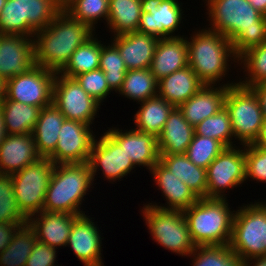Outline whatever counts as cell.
<instances>
[{"label": "cell", "mask_w": 266, "mask_h": 266, "mask_svg": "<svg viewBox=\"0 0 266 266\" xmlns=\"http://www.w3.org/2000/svg\"><path fill=\"white\" fill-rule=\"evenodd\" d=\"M205 3L211 26L207 28L227 37L237 57L266 42V16L248 0H205Z\"/></svg>", "instance_id": "obj_1"}, {"label": "cell", "mask_w": 266, "mask_h": 266, "mask_svg": "<svg viewBox=\"0 0 266 266\" xmlns=\"http://www.w3.org/2000/svg\"><path fill=\"white\" fill-rule=\"evenodd\" d=\"M94 33L87 24L72 18L62 9L46 28L35 32V65L59 73L73 52Z\"/></svg>", "instance_id": "obj_2"}, {"label": "cell", "mask_w": 266, "mask_h": 266, "mask_svg": "<svg viewBox=\"0 0 266 266\" xmlns=\"http://www.w3.org/2000/svg\"><path fill=\"white\" fill-rule=\"evenodd\" d=\"M190 37L191 41L186 37L188 65L205 85L217 86L229 72L228 62L232 60L238 63L232 42L206 27L193 32Z\"/></svg>", "instance_id": "obj_3"}, {"label": "cell", "mask_w": 266, "mask_h": 266, "mask_svg": "<svg viewBox=\"0 0 266 266\" xmlns=\"http://www.w3.org/2000/svg\"><path fill=\"white\" fill-rule=\"evenodd\" d=\"M227 201L226 198H199L183 211L195 246L230 243L235 211L230 210Z\"/></svg>", "instance_id": "obj_4"}, {"label": "cell", "mask_w": 266, "mask_h": 266, "mask_svg": "<svg viewBox=\"0 0 266 266\" xmlns=\"http://www.w3.org/2000/svg\"><path fill=\"white\" fill-rule=\"evenodd\" d=\"M88 162L56 164L45 195L43 210L82 215L81 205L93 184ZM83 199V200H82Z\"/></svg>", "instance_id": "obj_5"}, {"label": "cell", "mask_w": 266, "mask_h": 266, "mask_svg": "<svg viewBox=\"0 0 266 266\" xmlns=\"http://www.w3.org/2000/svg\"><path fill=\"white\" fill-rule=\"evenodd\" d=\"M60 0H7L0 13V34L34 37L62 10Z\"/></svg>", "instance_id": "obj_6"}, {"label": "cell", "mask_w": 266, "mask_h": 266, "mask_svg": "<svg viewBox=\"0 0 266 266\" xmlns=\"http://www.w3.org/2000/svg\"><path fill=\"white\" fill-rule=\"evenodd\" d=\"M242 206L234 214L229 246L244 262L266 256V202Z\"/></svg>", "instance_id": "obj_7"}, {"label": "cell", "mask_w": 266, "mask_h": 266, "mask_svg": "<svg viewBox=\"0 0 266 266\" xmlns=\"http://www.w3.org/2000/svg\"><path fill=\"white\" fill-rule=\"evenodd\" d=\"M141 213L154 242L180 256L193 252L196 246L183 211L144 204Z\"/></svg>", "instance_id": "obj_8"}, {"label": "cell", "mask_w": 266, "mask_h": 266, "mask_svg": "<svg viewBox=\"0 0 266 266\" xmlns=\"http://www.w3.org/2000/svg\"><path fill=\"white\" fill-rule=\"evenodd\" d=\"M224 107L229 113L235 140L238 139L242 146L253 144L264 122L255 92L237 81L228 87Z\"/></svg>", "instance_id": "obj_9"}, {"label": "cell", "mask_w": 266, "mask_h": 266, "mask_svg": "<svg viewBox=\"0 0 266 266\" xmlns=\"http://www.w3.org/2000/svg\"><path fill=\"white\" fill-rule=\"evenodd\" d=\"M54 169L55 164L52 161L40 158L12 174L18 207L27 218L43 210L46 191Z\"/></svg>", "instance_id": "obj_10"}, {"label": "cell", "mask_w": 266, "mask_h": 266, "mask_svg": "<svg viewBox=\"0 0 266 266\" xmlns=\"http://www.w3.org/2000/svg\"><path fill=\"white\" fill-rule=\"evenodd\" d=\"M243 147H227L210 163L206 198L225 199L226 189L240 187L246 181L245 145Z\"/></svg>", "instance_id": "obj_11"}, {"label": "cell", "mask_w": 266, "mask_h": 266, "mask_svg": "<svg viewBox=\"0 0 266 266\" xmlns=\"http://www.w3.org/2000/svg\"><path fill=\"white\" fill-rule=\"evenodd\" d=\"M56 72L34 65L25 74L6 81L8 100L43 108L53 103V86Z\"/></svg>", "instance_id": "obj_12"}, {"label": "cell", "mask_w": 266, "mask_h": 266, "mask_svg": "<svg viewBox=\"0 0 266 266\" xmlns=\"http://www.w3.org/2000/svg\"><path fill=\"white\" fill-rule=\"evenodd\" d=\"M53 103L67 120H76L91 126L101 106L84 91L75 78L59 73H56L54 81Z\"/></svg>", "instance_id": "obj_13"}, {"label": "cell", "mask_w": 266, "mask_h": 266, "mask_svg": "<svg viewBox=\"0 0 266 266\" xmlns=\"http://www.w3.org/2000/svg\"><path fill=\"white\" fill-rule=\"evenodd\" d=\"M90 127L80 121L65 119L55 151L48 159L55 165L88 162L97 136Z\"/></svg>", "instance_id": "obj_14"}, {"label": "cell", "mask_w": 266, "mask_h": 266, "mask_svg": "<svg viewBox=\"0 0 266 266\" xmlns=\"http://www.w3.org/2000/svg\"><path fill=\"white\" fill-rule=\"evenodd\" d=\"M141 17L138 32L152 35L158 39L179 37L183 9L178 0H141Z\"/></svg>", "instance_id": "obj_15"}, {"label": "cell", "mask_w": 266, "mask_h": 266, "mask_svg": "<svg viewBox=\"0 0 266 266\" xmlns=\"http://www.w3.org/2000/svg\"><path fill=\"white\" fill-rule=\"evenodd\" d=\"M88 164L93 181L96 172L101 170L104 179L106 178L111 183L116 180L121 181V178L130 174L131 170L137 167L106 132L100 136L99 140L95 139Z\"/></svg>", "instance_id": "obj_16"}, {"label": "cell", "mask_w": 266, "mask_h": 266, "mask_svg": "<svg viewBox=\"0 0 266 266\" xmlns=\"http://www.w3.org/2000/svg\"><path fill=\"white\" fill-rule=\"evenodd\" d=\"M34 65L33 38L19 34H0V78L7 81L25 74Z\"/></svg>", "instance_id": "obj_17"}, {"label": "cell", "mask_w": 266, "mask_h": 266, "mask_svg": "<svg viewBox=\"0 0 266 266\" xmlns=\"http://www.w3.org/2000/svg\"><path fill=\"white\" fill-rule=\"evenodd\" d=\"M87 214L79 215L72 224L67 246L85 266H104L101 258L100 230Z\"/></svg>", "instance_id": "obj_18"}, {"label": "cell", "mask_w": 266, "mask_h": 266, "mask_svg": "<svg viewBox=\"0 0 266 266\" xmlns=\"http://www.w3.org/2000/svg\"><path fill=\"white\" fill-rule=\"evenodd\" d=\"M116 128H109L106 133L125 151L135 166H143L150 171L160 160L157 138L151 133L135 129L123 131Z\"/></svg>", "instance_id": "obj_19"}, {"label": "cell", "mask_w": 266, "mask_h": 266, "mask_svg": "<svg viewBox=\"0 0 266 266\" xmlns=\"http://www.w3.org/2000/svg\"><path fill=\"white\" fill-rule=\"evenodd\" d=\"M42 158L31 134H7L0 144V174L12 175Z\"/></svg>", "instance_id": "obj_20"}, {"label": "cell", "mask_w": 266, "mask_h": 266, "mask_svg": "<svg viewBox=\"0 0 266 266\" xmlns=\"http://www.w3.org/2000/svg\"><path fill=\"white\" fill-rule=\"evenodd\" d=\"M236 84L220 83L216 85H204L194 96L189 98L178 108L182 112L184 118L193 127L197 126L204 119L217 114L224 108L225 96L228 87Z\"/></svg>", "instance_id": "obj_21"}, {"label": "cell", "mask_w": 266, "mask_h": 266, "mask_svg": "<svg viewBox=\"0 0 266 266\" xmlns=\"http://www.w3.org/2000/svg\"><path fill=\"white\" fill-rule=\"evenodd\" d=\"M78 216L42 210L30 216L28 223L34 229L37 241L58 249L61 246L67 247L72 224Z\"/></svg>", "instance_id": "obj_22"}, {"label": "cell", "mask_w": 266, "mask_h": 266, "mask_svg": "<svg viewBox=\"0 0 266 266\" xmlns=\"http://www.w3.org/2000/svg\"><path fill=\"white\" fill-rule=\"evenodd\" d=\"M112 38L111 42L117 47L127 70L150 68L158 38L138 31Z\"/></svg>", "instance_id": "obj_23"}, {"label": "cell", "mask_w": 266, "mask_h": 266, "mask_svg": "<svg viewBox=\"0 0 266 266\" xmlns=\"http://www.w3.org/2000/svg\"><path fill=\"white\" fill-rule=\"evenodd\" d=\"M161 193L165 196V205L148 203L162 209L184 211L193 205L199 198L192 190L179 178L173 175L160 161H158L150 170Z\"/></svg>", "instance_id": "obj_24"}, {"label": "cell", "mask_w": 266, "mask_h": 266, "mask_svg": "<svg viewBox=\"0 0 266 266\" xmlns=\"http://www.w3.org/2000/svg\"><path fill=\"white\" fill-rule=\"evenodd\" d=\"M187 66L188 48L184 35L158 40L150 66L157 81Z\"/></svg>", "instance_id": "obj_25"}, {"label": "cell", "mask_w": 266, "mask_h": 266, "mask_svg": "<svg viewBox=\"0 0 266 266\" xmlns=\"http://www.w3.org/2000/svg\"><path fill=\"white\" fill-rule=\"evenodd\" d=\"M194 134V127L187 122L179 108L175 107L157 137L159 154H185Z\"/></svg>", "instance_id": "obj_26"}, {"label": "cell", "mask_w": 266, "mask_h": 266, "mask_svg": "<svg viewBox=\"0 0 266 266\" xmlns=\"http://www.w3.org/2000/svg\"><path fill=\"white\" fill-rule=\"evenodd\" d=\"M204 85L188 65L158 81V96L178 108Z\"/></svg>", "instance_id": "obj_27"}, {"label": "cell", "mask_w": 266, "mask_h": 266, "mask_svg": "<svg viewBox=\"0 0 266 266\" xmlns=\"http://www.w3.org/2000/svg\"><path fill=\"white\" fill-rule=\"evenodd\" d=\"M65 119L54 103L41 108L32 135L37 151L42 158H48L55 151L59 131Z\"/></svg>", "instance_id": "obj_28"}, {"label": "cell", "mask_w": 266, "mask_h": 266, "mask_svg": "<svg viewBox=\"0 0 266 266\" xmlns=\"http://www.w3.org/2000/svg\"><path fill=\"white\" fill-rule=\"evenodd\" d=\"M159 161L182 180L198 198H206L207 169L193 164L186 154H160Z\"/></svg>", "instance_id": "obj_29"}, {"label": "cell", "mask_w": 266, "mask_h": 266, "mask_svg": "<svg viewBox=\"0 0 266 266\" xmlns=\"http://www.w3.org/2000/svg\"><path fill=\"white\" fill-rule=\"evenodd\" d=\"M140 109L134 116L135 130L151 133L156 138L161 134L169 114L175 108L159 96L139 103Z\"/></svg>", "instance_id": "obj_30"}, {"label": "cell", "mask_w": 266, "mask_h": 266, "mask_svg": "<svg viewBox=\"0 0 266 266\" xmlns=\"http://www.w3.org/2000/svg\"><path fill=\"white\" fill-rule=\"evenodd\" d=\"M141 13V0H109V32L117 36L137 31Z\"/></svg>", "instance_id": "obj_31"}, {"label": "cell", "mask_w": 266, "mask_h": 266, "mask_svg": "<svg viewBox=\"0 0 266 266\" xmlns=\"http://www.w3.org/2000/svg\"><path fill=\"white\" fill-rule=\"evenodd\" d=\"M7 134H31L41 108L18 101L5 100L0 105Z\"/></svg>", "instance_id": "obj_32"}, {"label": "cell", "mask_w": 266, "mask_h": 266, "mask_svg": "<svg viewBox=\"0 0 266 266\" xmlns=\"http://www.w3.org/2000/svg\"><path fill=\"white\" fill-rule=\"evenodd\" d=\"M95 35L73 52L70 60L59 74L74 78L79 74L99 69L101 50L104 43H101L102 41H99Z\"/></svg>", "instance_id": "obj_33"}, {"label": "cell", "mask_w": 266, "mask_h": 266, "mask_svg": "<svg viewBox=\"0 0 266 266\" xmlns=\"http://www.w3.org/2000/svg\"><path fill=\"white\" fill-rule=\"evenodd\" d=\"M36 241V233L29 223L19 226L7 248L0 252V266H25Z\"/></svg>", "instance_id": "obj_34"}, {"label": "cell", "mask_w": 266, "mask_h": 266, "mask_svg": "<svg viewBox=\"0 0 266 266\" xmlns=\"http://www.w3.org/2000/svg\"><path fill=\"white\" fill-rule=\"evenodd\" d=\"M118 92L121 96L140 103L158 96V81L150 68L128 70Z\"/></svg>", "instance_id": "obj_35"}, {"label": "cell", "mask_w": 266, "mask_h": 266, "mask_svg": "<svg viewBox=\"0 0 266 266\" xmlns=\"http://www.w3.org/2000/svg\"><path fill=\"white\" fill-rule=\"evenodd\" d=\"M62 8L72 18L87 24L94 32L98 20L108 19L109 0H67Z\"/></svg>", "instance_id": "obj_36"}, {"label": "cell", "mask_w": 266, "mask_h": 266, "mask_svg": "<svg viewBox=\"0 0 266 266\" xmlns=\"http://www.w3.org/2000/svg\"><path fill=\"white\" fill-rule=\"evenodd\" d=\"M192 266H242L239 256L229 244L196 246L192 253Z\"/></svg>", "instance_id": "obj_37"}, {"label": "cell", "mask_w": 266, "mask_h": 266, "mask_svg": "<svg viewBox=\"0 0 266 266\" xmlns=\"http://www.w3.org/2000/svg\"><path fill=\"white\" fill-rule=\"evenodd\" d=\"M238 64L246 71V79H240V85L252 87L266 83V42L245 51L238 57Z\"/></svg>", "instance_id": "obj_38"}, {"label": "cell", "mask_w": 266, "mask_h": 266, "mask_svg": "<svg viewBox=\"0 0 266 266\" xmlns=\"http://www.w3.org/2000/svg\"><path fill=\"white\" fill-rule=\"evenodd\" d=\"M195 135L213 138L220 141L226 148L236 146L232 132L231 121L228 111L221 109L217 114L212 115L194 127ZM232 140H234L232 142Z\"/></svg>", "instance_id": "obj_39"}, {"label": "cell", "mask_w": 266, "mask_h": 266, "mask_svg": "<svg viewBox=\"0 0 266 266\" xmlns=\"http://www.w3.org/2000/svg\"><path fill=\"white\" fill-rule=\"evenodd\" d=\"M99 69L105 73L109 88L116 93L121 89L128 71L117 47L110 43L102 45Z\"/></svg>", "instance_id": "obj_40"}, {"label": "cell", "mask_w": 266, "mask_h": 266, "mask_svg": "<svg viewBox=\"0 0 266 266\" xmlns=\"http://www.w3.org/2000/svg\"><path fill=\"white\" fill-rule=\"evenodd\" d=\"M0 222L21 225L28 223V218L18 207L12 175L9 174H0Z\"/></svg>", "instance_id": "obj_41"}, {"label": "cell", "mask_w": 266, "mask_h": 266, "mask_svg": "<svg viewBox=\"0 0 266 266\" xmlns=\"http://www.w3.org/2000/svg\"><path fill=\"white\" fill-rule=\"evenodd\" d=\"M225 148L226 147L216 139L194 134L185 154L193 164L207 169L210 163Z\"/></svg>", "instance_id": "obj_42"}, {"label": "cell", "mask_w": 266, "mask_h": 266, "mask_svg": "<svg viewBox=\"0 0 266 266\" xmlns=\"http://www.w3.org/2000/svg\"><path fill=\"white\" fill-rule=\"evenodd\" d=\"M84 91L100 105L112 90L109 88L105 73L101 69L89 71L74 77Z\"/></svg>", "instance_id": "obj_43"}, {"label": "cell", "mask_w": 266, "mask_h": 266, "mask_svg": "<svg viewBox=\"0 0 266 266\" xmlns=\"http://www.w3.org/2000/svg\"><path fill=\"white\" fill-rule=\"evenodd\" d=\"M246 180L248 178L266 183V151L252 144L245 145Z\"/></svg>", "instance_id": "obj_44"}, {"label": "cell", "mask_w": 266, "mask_h": 266, "mask_svg": "<svg viewBox=\"0 0 266 266\" xmlns=\"http://www.w3.org/2000/svg\"><path fill=\"white\" fill-rule=\"evenodd\" d=\"M56 252L55 248L40 241H36L25 266H56L54 264L57 257Z\"/></svg>", "instance_id": "obj_45"}, {"label": "cell", "mask_w": 266, "mask_h": 266, "mask_svg": "<svg viewBox=\"0 0 266 266\" xmlns=\"http://www.w3.org/2000/svg\"><path fill=\"white\" fill-rule=\"evenodd\" d=\"M21 224L0 222V252L5 250L12 240L13 234Z\"/></svg>", "instance_id": "obj_46"}, {"label": "cell", "mask_w": 266, "mask_h": 266, "mask_svg": "<svg viewBox=\"0 0 266 266\" xmlns=\"http://www.w3.org/2000/svg\"><path fill=\"white\" fill-rule=\"evenodd\" d=\"M256 94L260 107L266 119V83H261L250 87Z\"/></svg>", "instance_id": "obj_47"}, {"label": "cell", "mask_w": 266, "mask_h": 266, "mask_svg": "<svg viewBox=\"0 0 266 266\" xmlns=\"http://www.w3.org/2000/svg\"><path fill=\"white\" fill-rule=\"evenodd\" d=\"M252 145L266 151V119H264L260 133Z\"/></svg>", "instance_id": "obj_48"}, {"label": "cell", "mask_w": 266, "mask_h": 266, "mask_svg": "<svg viewBox=\"0 0 266 266\" xmlns=\"http://www.w3.org/2000/svg\"><path fill=\"white\" fill-rule=\"evenodd\" d=\"M242 266H266V256H258L250 258L242 262Z\"/></svg>", "instance_id": "obj_49"}, {"label": "cell", "mask_w": 266, "mask_h": 266, "mask_svg": "<svg viewBox=\"0 0 266 266\" xmlns=\"http://www.w3.org/2000/svg\"><path fill=\"white\" fill-rule=\"evenodd\" d=\"M248 2L263 16H266V0H248Z\"/></svg>", "instance_id": "obj_50"}, {"label": "cell", "mask_w": 266, "mask_h": 266, "mask_svg": "<svg viewBox=\"0 0 266 266\" xmlns=\"http://www.w3.org/2000/svg\"><path fill=\"white\" fill-rule=\"evenodd\" d=\"M6 135H7V131H6L5 123H4V116H3L2 109L0 107V144L5 139Z\"/></svg>", "instance_id": "obj_51"}, {"label": "cell", "mask_w": 266, "mask_h": 266, "mask_svg": "<svg viewBox=\"0 0 266 266\" xmlns=\"http://www.w3.org/2000/svg\"><path fill=\"white\" fill-rule=\"evenodd\" d=\"M6 95V81L0 78V105L5 100Z\"/></svg>", "instance_id": "obj_52"}, {"label": "cell", "mask_w": 266, "mask_h": 266, "mask_svg": "<svg viewBox=\"0 0 266 266\" xmlns=\"http://www.w3.org/2000/svg\"><path fill=\"white\" fill-rule=\"evenodd\" d=\"M7 0H0V13L3 7L5 6Z\"/></svg>", "instance_id": "obj_53"}, {"label": "cell", "mask_w": 266, "mask_h": 266, "mask_svg": "<svg viewBox=\"0 0 266 266\" xmlns=\"http://www.w3.org/2000/svg\"><path fill=\"white\" fill-rule=\"evenodd\" d=\"M61 4L63 5L67 0H60Z\"/></svg>", "instance_id": "obj_54"}]
</instances>
